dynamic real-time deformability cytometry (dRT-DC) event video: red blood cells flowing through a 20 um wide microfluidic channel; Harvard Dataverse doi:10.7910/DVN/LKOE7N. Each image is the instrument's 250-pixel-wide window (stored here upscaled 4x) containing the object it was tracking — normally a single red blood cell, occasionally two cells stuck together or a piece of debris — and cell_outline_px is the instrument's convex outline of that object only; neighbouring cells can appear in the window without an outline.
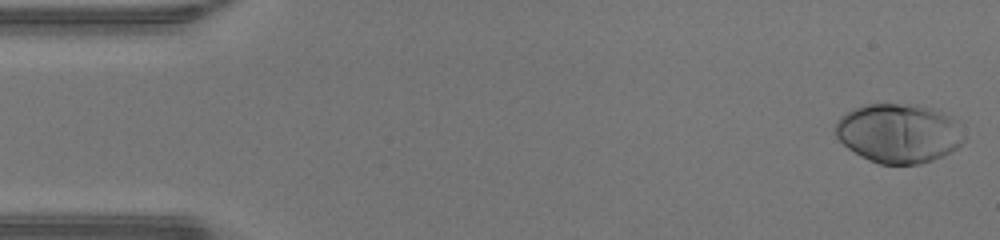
{"species": "human", "species_latin": "Homo sapiens", "temperature_condition": "warm", "stored_images_in_passage": 27, "camera_frame_rate_fps": 3000, "um_per_image_px": 0.085, "donor": {"sex": "male"}, "frame": {"image": 1, "passage_image": 1, "time_ms": 0.0, "image_size_px": [1000, 240], "cell_outline_px": [[964, 140], [956, 148], [932, 160], [920, 164], [880, 164], [868, 160], [860, 156], [848, 148], [836, 136], [836, 124], [840, 116], [856, 108], [868, 104], [920, 104], [932, 108], [952, 116], [964, 136]], "centroid_in_image_um": [76.38, 11.32], "position_along_channel_um": 8.6, "area_um2": 44.16}}
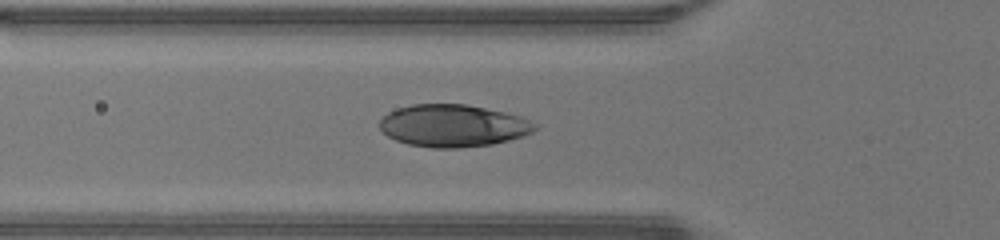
{"frame": {"image": 2, "passage_image": 16, "time_ms": 5.0, "image_size_px": [1000, 240], "cell_outline_px": [[536, 128], [532, 132], [524, 136], [492, 144], [460, 148], [432, 148], [408, 144], [396, 140], [388, 136], [380, 128], [380, 120], [388, 112], [396, 108], [412, 104], [468, 104], [504, 112], [520, 116], [536, 124]], "centroid_in_image_um": [38.5, 10.68], "position_along_channel_um": 87.3, "area_um2": 38.26}}
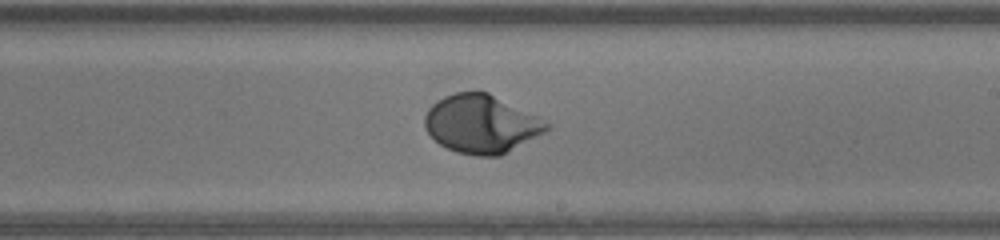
{"frame": {"image": 3, "passage_image": 27, "time_ms": 8.667, "image_size_px": [1000, 240], "cell_outline_px": [[552, 128], [500, 156], [476, 156], [456, 152], [440, 144], [424, 128], [424, 116], [428, 108], [432, 104], [444, 96], [456, 92], [488, 92], [540, 116], [552, 124]], "centroid_in_image_um": [40.94, 10.53], "position_along_channel_um": 248.1, "area_um2": 41.62}}